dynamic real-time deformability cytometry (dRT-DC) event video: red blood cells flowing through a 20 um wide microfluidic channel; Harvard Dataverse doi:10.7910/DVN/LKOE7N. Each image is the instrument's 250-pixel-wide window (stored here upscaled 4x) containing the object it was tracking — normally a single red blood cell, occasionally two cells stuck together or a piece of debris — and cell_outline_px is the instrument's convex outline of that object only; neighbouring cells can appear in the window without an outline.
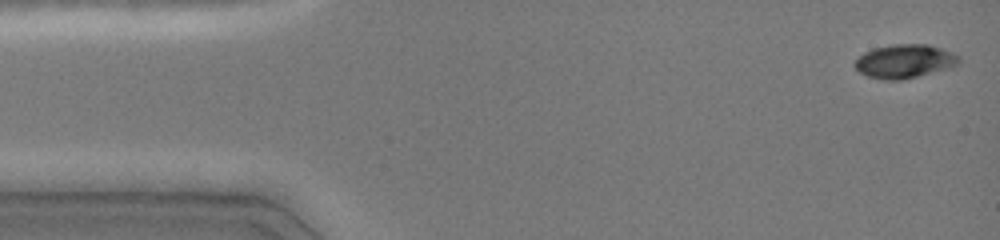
{"species": "common noctule bat (a hibernating species)", "species_latin": "Nyctalus noctula", "temperature_condition": "cold", "stored_images_in_passage": 47, "camera_frame_rate_fps": 3000, "um_per_image_px": 0.085, "animal": {"sex": "female", "body_mass_g": 19.0, "forearm_length_mm": 51.5}, "frame": {"image": 1, "passage_image": 1, "time_ms": 0.0, "image_size_px": [1000, 240], "cell_outline_px": [[960, 64], [948, 68], [900, 80], [884, 80], [868, 76], [860, 72], [852, 64], [864, 52], [872, 48], [892, 44], [928, 44], [952, 52], [960, 56]], "centroid_in_image_um": [76.88, 5.19], "position_along_channel_um": 8.1, "area_um2": 20.4}}
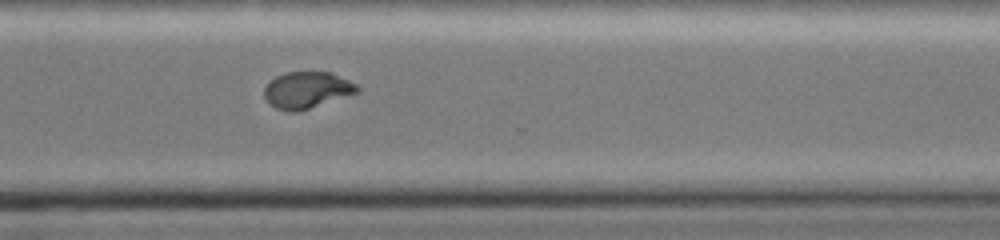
{"frame": {"image": 2, "passage_image": 34, "time_ms": 11.0, "image_size_px": [1000, 240], "cell_outline_px": [[360, 92], [300, 112], [288, 112], [276, 108], [264, 96], [264, 88], [276, 76], [288, 72], [332, 72], [356, 84], [360, 88]], "centroid_in_image_um": [26.13, 7.67], "position_along_channel_um": 344.5, "area_um2": 19.88}}
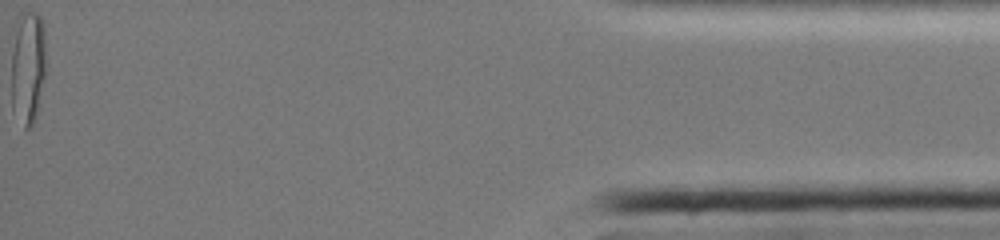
{"frame": {"image": 3, "passage_image": 47, "time_ms": 15.333, "image_size_px": [1000, 240], "cell_outline_px": [[48, 68], [36, 116], [32, 124], [28, 128], [24, 128], [12, 112], [12, 28], [16, 16], [20, 12], [36, 12], [40, 16], [44, 24]], "centroid_in_image_um": [2.39, 5.61], "position_along_channel_um": 432.8, "area_um2": 24.45}}